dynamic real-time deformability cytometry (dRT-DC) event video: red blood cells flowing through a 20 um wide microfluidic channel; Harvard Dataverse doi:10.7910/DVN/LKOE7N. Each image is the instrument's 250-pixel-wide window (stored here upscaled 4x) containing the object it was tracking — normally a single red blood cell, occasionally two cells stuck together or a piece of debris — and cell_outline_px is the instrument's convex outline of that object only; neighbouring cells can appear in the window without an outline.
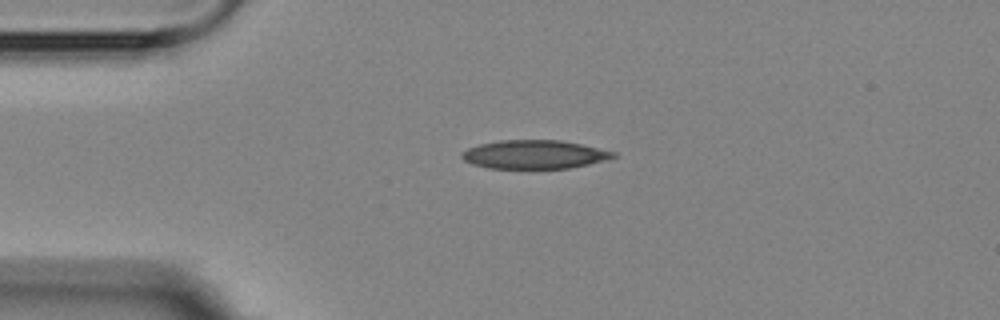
{"species": "Egyptian fruit bat (a non-hibernating species)", "species_latin": "Rousettus aegyptiacus", "temperature_condition": "room temperature", "stored_images_in_passage": 1, "camera_frame_rate_fps": 3000, "um_per_image_px": 0.085, "animal": {"sex": "female"}, "frame": {"image": 1, "passage_image": 1, "time_ms": 0.0, "image_size_px": [1000, 320], "cell_outline_px": [[616, 156], [608, 160], [568, 168], [488, 168], [472, 164], [464, 160], [460, 156], [460, 152], [468, 148], [480, 144], [500, 140], [560, 140], [580, 144], [616, 152]], "centroid_in_image_um": [45.4, 13.13], "position_along_channel_um": 39.6, "area_um2": 25.2}}